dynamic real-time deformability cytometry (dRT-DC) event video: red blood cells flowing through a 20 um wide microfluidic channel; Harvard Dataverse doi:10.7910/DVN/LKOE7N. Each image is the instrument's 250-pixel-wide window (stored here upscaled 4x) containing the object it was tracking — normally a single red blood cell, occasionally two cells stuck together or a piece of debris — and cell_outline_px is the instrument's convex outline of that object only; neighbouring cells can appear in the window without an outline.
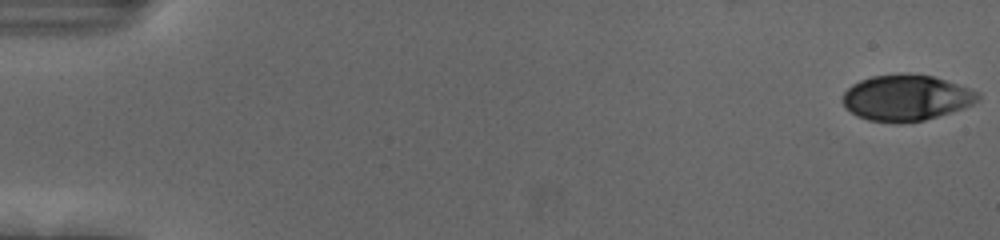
{"species": "human", "species_latin": "Homo sapiens", "temperature_condition": "cold", "stored_images_in_passage": 55, "camera_frame_rate_fps": 3000, "um_per_image_px": 0.085, "donor": {"sex": "female"}, "frame": {"image": 1, "passage_image": 1, "time_ms": 0.0, "image_size_px": [1000, 240], "cell_outline_px": [[980, 100], [964, 108], [924, 120], [900, 124], [896, 124], [868, 120], [856, 116], [844, 108], [844, 92], [852, 84], [860, 80], [872, 76], [900, 72], [908, 72], [932, 76], [980, 92]], "centroid_in_image_um": [77.01, 8.31], "position_along_channel_um": 8.0, "area_um2": 36.65}}
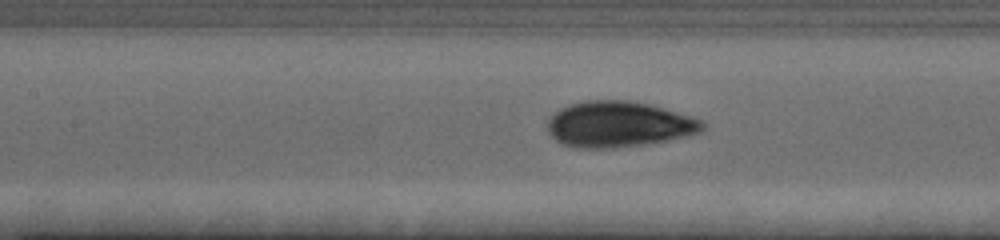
{"frame": {"image": 2, "passage_image": 26, "time_ms": 8.333, "image_size_px": [1000, 240], "cell_outline_px": [[708, 124], [704, 132], [668, 140], [640, 144], [608, 148], [576, 148], [560, 144], [548, 132], [548, 120], [560, 108], [572, 104], [588, 100], [628, 100], [648, 104], [664, 108], [692, 116], [704, 120]], "centroid_in_image_um": [52.64, 10.56], "position_along_channel_um": 154.8, "area_um2": 41.44}}
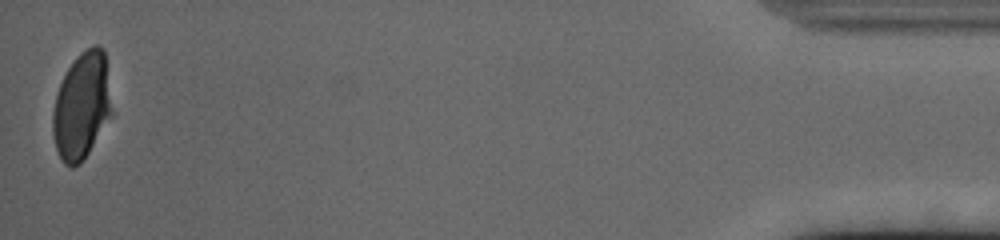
{"frame": {"image": 3, "passage_image": 55, "time_ms": 18.0, "image_size_px": [1000, 240], "cell_outline_px": [[112, 116], [80, 164], [72, 168], [64, 164], [56, 148], [52, 132], [52, 112], [56, 96], [60, 84], [68, 68], [80, 52], [96, 44], [104, 48], [112, 112]], "centroid_in_image_um": [6.94, 9.01], "position_along_channel_um": 428.3, "area_um2": 36.59}, "authors_computed_cell_mechanics": {"area_um2": 39.5352, "velocity_mm_per_s": 3.6865, "shape_relaxation_time_tau1_ms": 3.1995, "shape_relaxation_time_tau2_ms": null, "deformation_change_tau1": 0.1428, "deformation_change_tau2": null}}